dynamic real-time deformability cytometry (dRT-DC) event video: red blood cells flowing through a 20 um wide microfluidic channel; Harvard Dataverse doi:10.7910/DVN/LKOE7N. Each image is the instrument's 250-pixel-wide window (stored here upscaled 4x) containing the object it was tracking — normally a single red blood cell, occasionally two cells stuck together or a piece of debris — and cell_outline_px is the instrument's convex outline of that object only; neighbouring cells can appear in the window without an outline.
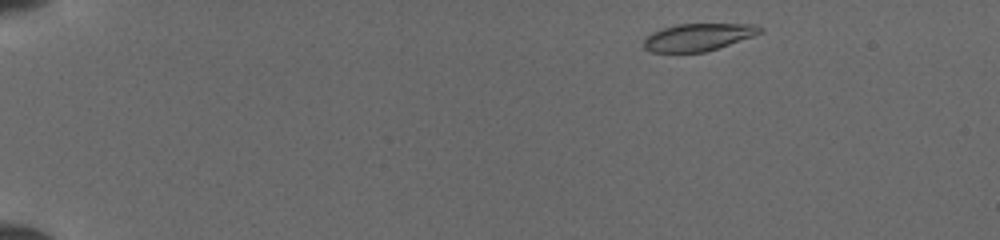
{"species": "common noctule bat (a hibernating species)", "species_latin": "Nyctalus noctula", "temperature_condition": "cold", "stored_images_in_passage": 44, "camera_frame_rate_fps": 3000, "um_per_image_px": 0.085, "animal": {"sex": "female", "body_mass_g": 19.5, "forearm_length_mm": 54.1}, "frame": {"image": 1, "passage_image": 2, "time_ms": 0.333, "image_size_px": [1000, 240], "cell_outline_px": [[764, 32], [704, 52], [652, 52], [644, 48], [644, 36], [652, 32], [676, 24], [756, 24], [764, 28]], "centroid_in_image_um": [59.33, 3.14], "position_along_channel_um": 25.7, "area_um2": 18.44}}
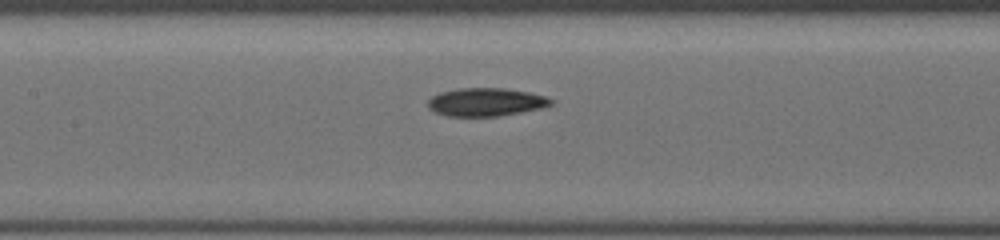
{"frame": {"image": 2, "passage_image": 20, "time_ms": 6.333, "image_size_px": [1000, 240], "cell_outline_px": [[556, 100], [552, 104], [540, 108], [500, 116], [448, 116], [436, 112], [428, 108], [428, 100], [432, 96], [440, 92], [456, 88], [504, 88], [528, 92], [544, 96]], "centroid_in_image_um": [41.29, 8.67], "position_along_channel_um": 166.1, "area_um2": 20.17}}
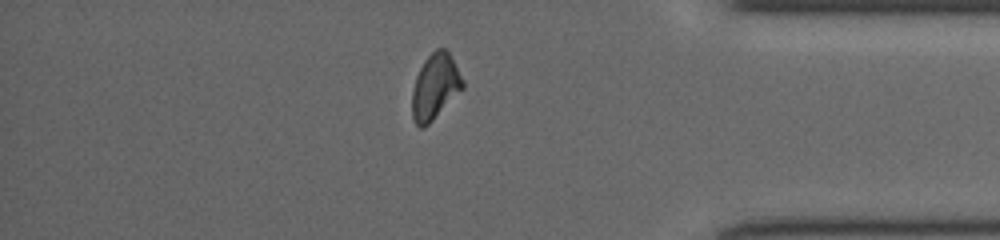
{"frame": {"image": 3, "passage_image": 38, "time_ms": 12.333, "image_size_px": [1000, 240], "cell_outline_px": [[464, 88], [424, 128], [420, 128], [416, 124], [412, 116], [412, 92], [416, 76], [424, 60], [436, 48], [444, 48], [448, 52], [464, 80]], "centroid_in_image_um": [36.98, 7.36], "position_along_channel_um": 398.2, "area_um2": 19.13}}